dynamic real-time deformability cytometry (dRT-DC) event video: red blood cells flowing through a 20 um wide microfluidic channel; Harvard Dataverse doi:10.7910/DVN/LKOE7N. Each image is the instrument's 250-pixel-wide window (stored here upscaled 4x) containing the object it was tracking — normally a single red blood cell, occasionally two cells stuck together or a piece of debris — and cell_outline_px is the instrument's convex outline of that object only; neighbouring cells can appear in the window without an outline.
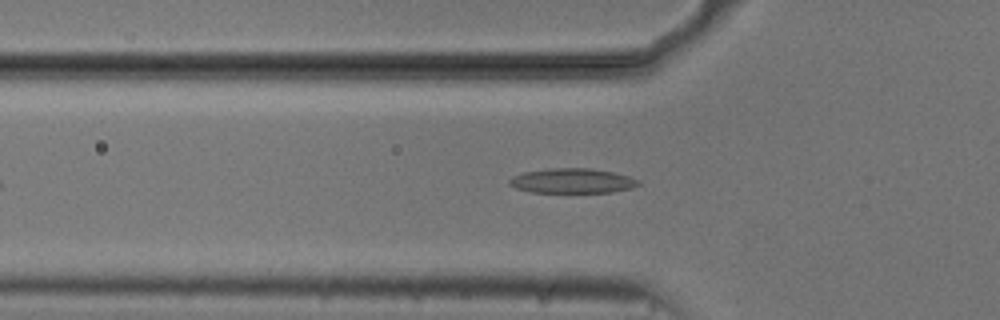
{"species": "common noctule bat (a hibernating species)", "species_latin": "Nyctalus noctula", "temperature_condition": "cold", "stored_images_in_passage": 7, "camera_frame_rate_fps": 3000, "um_per_image_px": 0.085, "animal": {"sex": "male", "body_mass_g": 20.5, "forearm_length_mm": 52.5}, "frame": {"image": 1, "passage_image": 2, "time_ms": 0.333, "image_size_px": [1000, 320], "cell_outline_px": [[640, 184], [632, 188], [612, 192], [528, 192], [516, 188], [508, 184], [508, 180], [512, 176], [524, 172], [548, 168], [592, 168], [612, 172], [628, 176], [640, 180]], "centroid_in_image_um": [48.62, 15.37], "position_along_channel_um": 77.2, "area_um2": 18.73}}